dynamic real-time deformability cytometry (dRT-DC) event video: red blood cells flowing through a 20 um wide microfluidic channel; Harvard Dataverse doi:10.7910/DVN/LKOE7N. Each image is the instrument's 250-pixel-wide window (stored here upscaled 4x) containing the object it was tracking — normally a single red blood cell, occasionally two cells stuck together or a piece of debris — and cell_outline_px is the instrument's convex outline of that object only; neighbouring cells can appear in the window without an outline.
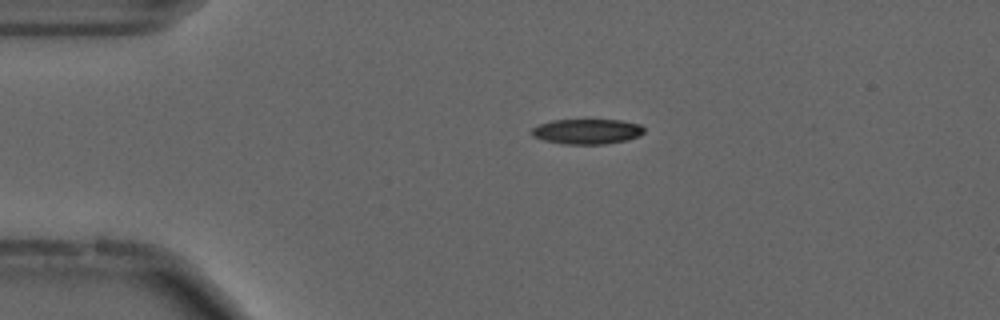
{"species": "common noctule bat (a hibernating species)", "species_latin": "Nyctalus noctula", "temperature_condition": "cold", "stored_images_in_passage": 21, "camera_frame_rate_fps": 3000, "um_per_image_px": 0.085, "animal": {"sex": "male", "forearm_length_mm": 52.5}, "frame": {"image": 1, "passage_image": 12, "time_ms": 3.667, "image_size_px": [1000, 320], "cell_outline_px": [[644, 132], [640, 136], [628, 140], [604, 144], [564, 144], [544, 140], [532, 136], [532, 128], [540, 124], [552, 120], [620, 120], [640, 124], [644, 128]], "centroid_in_image_um": [49.93, 11.18], "position_along_channel_um": 35.1, "area_um2": 16.47}}